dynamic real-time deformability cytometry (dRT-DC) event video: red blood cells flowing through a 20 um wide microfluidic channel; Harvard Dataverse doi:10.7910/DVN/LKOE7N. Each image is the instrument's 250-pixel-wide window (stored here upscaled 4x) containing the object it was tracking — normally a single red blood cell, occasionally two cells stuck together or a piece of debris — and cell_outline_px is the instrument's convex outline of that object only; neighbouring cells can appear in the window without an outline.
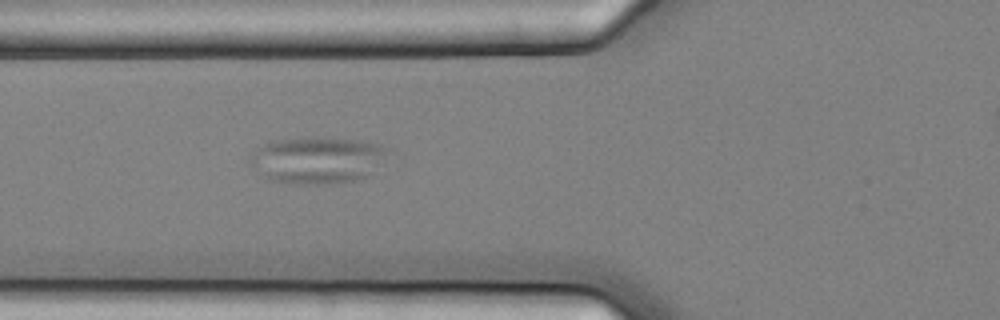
{"species": "common noctule bat (a hibernating species)", "species_latin": "Nyctalus noctula", "temperature_condition": "cold", "stored_images_in_passage": 11, "camera_frame_rate_fps": 3000, "um_per_image_px": 0.085, "animal": {"sex": "female", "body_mass_g": 25.1}, "frame": {"image": 1, "passage_image": 10, "time_ms": 3.0, "image_size_px": [1000, 320], "cell_outline_px": [[388, 148], [368, 176], [356, 180], [332, 184], [296, 184], [264, 180], [260, 176], [248, 160], [256, 148], [272, 140], [316, 136], [360, 140], [380, 144]], "centroid_in_image_um": [26.87, 13.6], "position_along_channel_um": 98.9, "area_um2": 37.8}}